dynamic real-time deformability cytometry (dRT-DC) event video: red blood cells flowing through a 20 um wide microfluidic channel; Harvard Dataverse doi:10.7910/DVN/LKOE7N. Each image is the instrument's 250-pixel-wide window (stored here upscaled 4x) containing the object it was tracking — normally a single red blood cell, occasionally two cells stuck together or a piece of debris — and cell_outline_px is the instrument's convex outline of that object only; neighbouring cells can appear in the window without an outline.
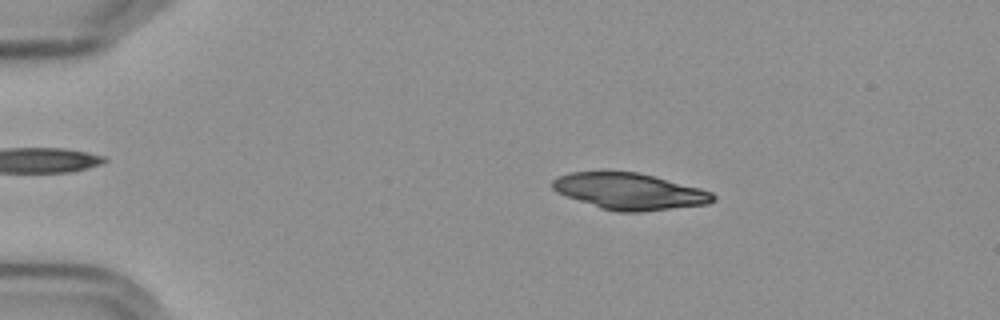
{"species": "Egyptian fruit bat (a non-hibernating species)", "species_latin": "Rousettus aegyptiacus", "temperature_condition": "cold", "stored_images_in_passage": 55, "camera_frame_rate_fps": 3000, "um_per_image_px": 0.085, "frame": {"image": 1, "passage_image": 10, "time_ms": 3.0, "image_size_px": [1000, 320], "cell_outline_px": [[716, 200], [708, 204], [640, 212], [616, 212], [600, 208], [556, 192], [552, 188], [552, 180], [568, 172], [636, 172], [700, 188], [712, 192], [716, 196]], "centroid_in_image_um": [53.51, 16.28], "position_along_channel_um": 31.5, "area_um2": 33.81}}